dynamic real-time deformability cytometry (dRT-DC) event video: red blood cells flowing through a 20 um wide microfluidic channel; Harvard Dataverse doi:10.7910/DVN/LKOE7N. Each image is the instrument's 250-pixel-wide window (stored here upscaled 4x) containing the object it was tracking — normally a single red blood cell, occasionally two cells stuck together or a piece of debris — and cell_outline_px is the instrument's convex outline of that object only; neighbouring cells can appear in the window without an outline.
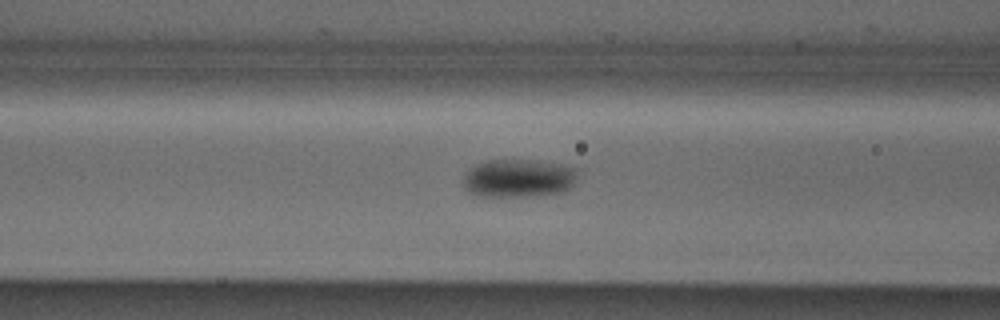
{"species": "Egyptian fruit bat (a non-hibernating species)", "species_latin": "Rousettus aegyptiacus", "temperature_condition": "cold", "stored_images_in_passage": 31, "camera_frame_rate_fps": 3000, "um_per_image_px": 0.085, "animal": {"sex": "male"}, "frame": {"image": 1, "passage_image": 5, "time_ms": 1.333, "image_size_px": [1000, 320], "cell_outline_px": [[580, 168], [572, 184], [564, 192], [544, 196], [492, 200], [476, 196], [468, 192], [464, 188], [464, 176], [476, 164], [488, 160], [536, 160], [560, 164]], "centroid_in_image_um": [44.06, 15.22], "position_along_channel_um": 122.5, "area_um2": 26.7}}
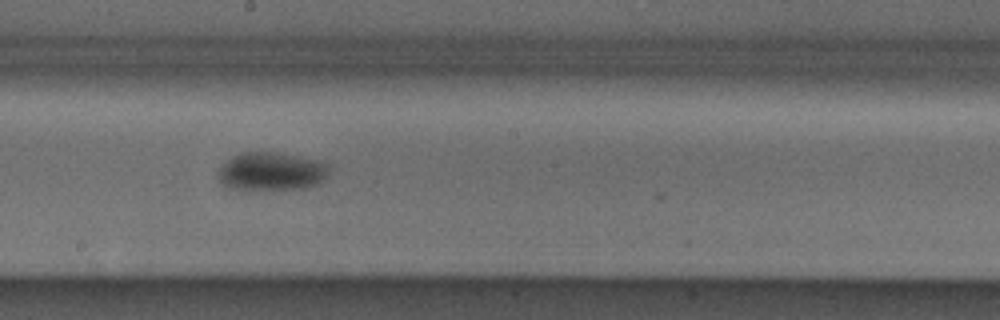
{"frame": {"image": 2, "passage_image": 13, "time_ms": 4.0, "image_size_px": [1000, 320], "cell_outline_px": [[332, 168], [324, 180], [316, 184], [304, 188], [244, 192], [220, 184], [216, 176], [216, 172], [232, 156], [240, 152], [276, 152], [316, 160], [328, 164]], "centroid_in_image_um": [23.02, 14.61], "position_along_channel_um": 225.2, "area_um2": 25.55}}
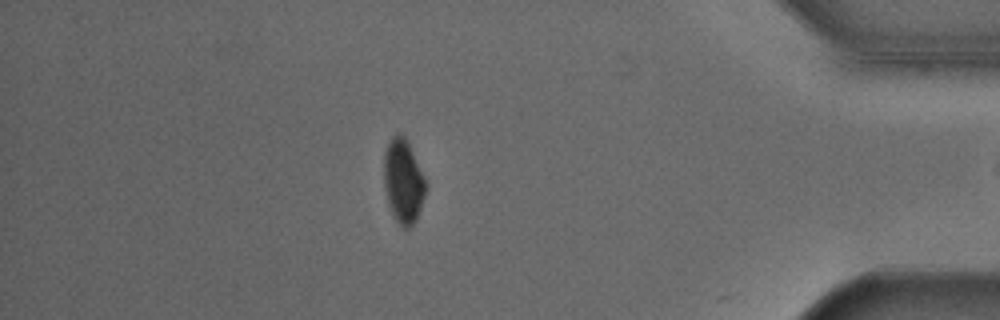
{"frame": {"image": 3, "passage_image": 30, "time_ms": 9.667, "image_size_px": [1000, 320], "cell_outline_px": [[428, 184], [416, 220], [408, 228], [404, 228], [392, 216], [388, 204], [384, 188], [384, 152], [392, 136], [404, 136]], "centroid_in_image_um": [34.27, 15.45], "position_along_channel_um": 400.9, "area_um2": 20.17}}